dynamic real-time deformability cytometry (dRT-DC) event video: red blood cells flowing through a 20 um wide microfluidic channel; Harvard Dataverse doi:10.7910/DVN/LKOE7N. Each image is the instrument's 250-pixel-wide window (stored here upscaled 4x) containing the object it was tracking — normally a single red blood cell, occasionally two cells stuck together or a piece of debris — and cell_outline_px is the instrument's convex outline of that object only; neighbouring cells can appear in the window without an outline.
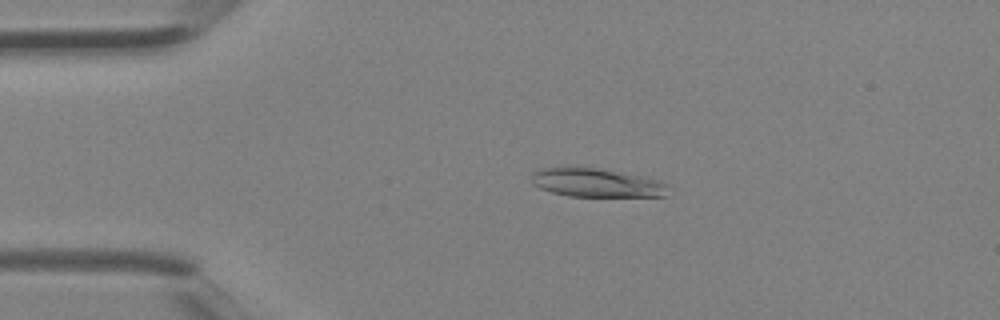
{"species": "Egyptian fruit bat (a non-hibernating species)", "species_latin": "Rousettus aegyptiacus", "temperature_condition": "room temperature", "stored_images_in_passage": 3, "camera_frame_rate_fps": 3000, "um_per_image_px": 0.085, "animal": {"sex": "female"}, "frame": {"image": 1, "passage_image": 3, "time_ms": 0.667, "image_size_px": [1000, 320], "cell_outline_px": [[668, 184], [664, 196], [568, 196], [552, 192], [540, 188], [532, 184], [532, 172], [540, 168], [560, 164], [568, 164], [600, 168], [624, 172], [660, 180]], "centroid_in_image_um": [50.6, 15.47], "position_along_channel_um": 34.4, "area_um2": 23.64}}